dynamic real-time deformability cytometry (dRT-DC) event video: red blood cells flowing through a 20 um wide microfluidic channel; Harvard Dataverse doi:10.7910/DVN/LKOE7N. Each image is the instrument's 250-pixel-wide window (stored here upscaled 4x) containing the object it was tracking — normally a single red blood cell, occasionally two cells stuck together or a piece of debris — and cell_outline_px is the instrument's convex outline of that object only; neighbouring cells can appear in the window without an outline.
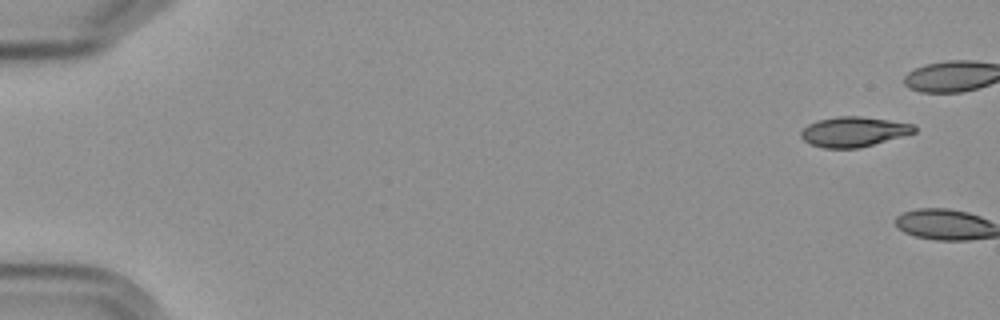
{"species": "Egyptian fruit bat (a non-hibernating species)", "species_latin": "Rousettus aegyptiacus", "temperature_condition": "cold", "stored_images_in_passage": 6, "segment_of_instrument_passage": [2, 2], "camera_frame_rate_fps": 3000, "um_per_image_px": 0.085, "frame": {"image": 1, "passage_image": 6, "time_ms": 6.333, "image_size_px": [1000, 320], "cell_outline_px": [[916, 132], [860, 148], [824, 148], [812, 144], [804, 140], [800, 136], [800, 132], [808, 124], [820, 120], [836, 116], [860, 116], [888, 120], [912, 124], [916, 128]], "centroid_in_image_um": [72.55, 11.2], "position_along_channel_um": 12.4, "area_um2": 19.59}}